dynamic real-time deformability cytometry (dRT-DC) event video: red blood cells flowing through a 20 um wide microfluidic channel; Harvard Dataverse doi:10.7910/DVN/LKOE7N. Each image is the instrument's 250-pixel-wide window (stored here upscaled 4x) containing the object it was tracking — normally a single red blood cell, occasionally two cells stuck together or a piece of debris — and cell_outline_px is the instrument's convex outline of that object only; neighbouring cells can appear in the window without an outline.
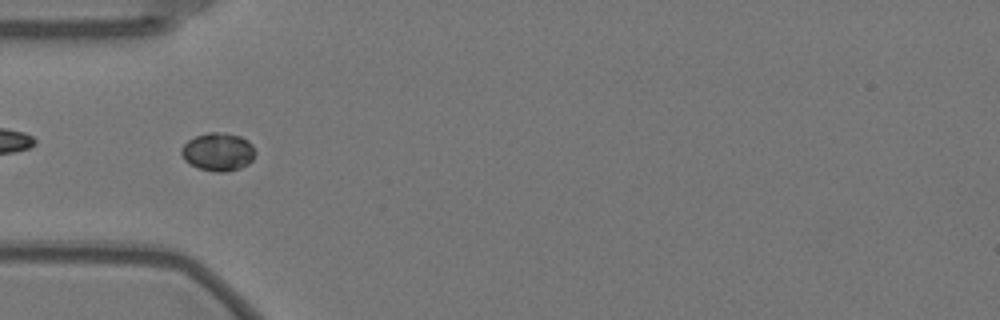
{"species": "Egyptian fruit bat (a non-hibernating species)", "species_latin": "Rousettus aegyptiacus", "temperature_condition": "warm", "stored_images_in_passage": 57, "camera_frame_rate_fps": 3000, "um_per_image_px": 0.085, "animal": {"sex": "female"}, "frame": {"image": 1, "passage_image": 18, "time_ms": 5.667, "image_size_px": [1000, 320], "cell_outline_px": [[256, 152], [252, 160], [248, 164], [240, 168], [224, 172], [216, 172], [200, 168], [184, 160], [180, 152], [180, 148], [188, 140], [196, 136], [208, 132], [224, 132], [240, 136], [248, 140], [252, 144]], "centroid_in_image_um": [18.55, 12.89], "position_along_channel_um": 66.5, "area_um2": 16.47}}
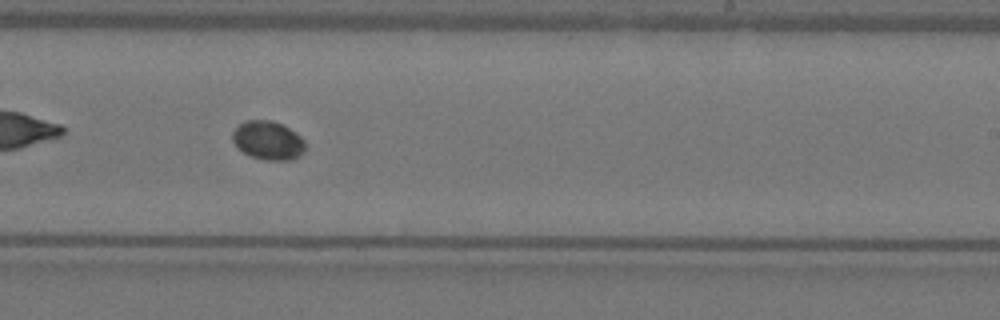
{"frame": {"image": 2, "passage_image": 35, "time_ms": 11.333, "image_size_px": [1000, 320], "cell_outline_px": [[304, 152], [300, 156], [292, 160], [264, 160], [252, 156], [236, 148], [232, 140], [232, 132], [240, 124], [248, 120], [272, 120], [288, 128], [300, 136], [304, 140]], "centroid_in_image_um": [22.77, 11.95], "position_along_channel_um": 266.2, "area_um2": 16.36}}
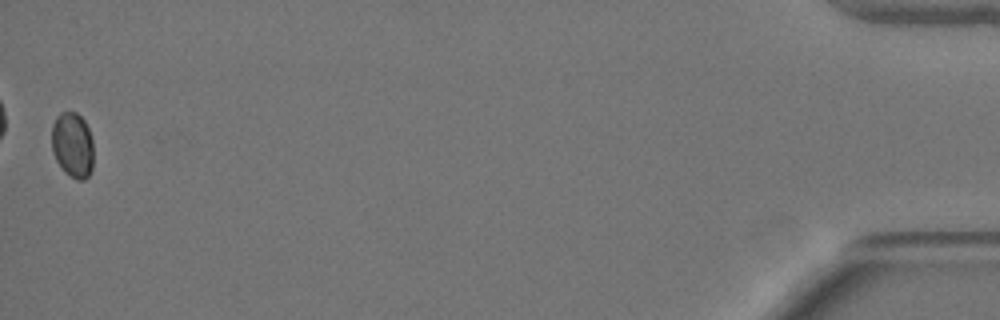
{"frame": {"image": 3, "passage_image": 57, "time_ms": 18.667, "image_size_px": [1000, 320], "cell_outline_px": [[92, 168], [88, 176], [84, 180], [76, 180], [64, 172], [56, 160], [52, 152], [52, 124], [56, 116], [60, 112], [76, 112], [84, 120], [88, 128], [92, 140]], "centroid_in_image_um": [6.15, 12.32], "position_along_channel_um": 429.1, "area_um2": 16.01}}